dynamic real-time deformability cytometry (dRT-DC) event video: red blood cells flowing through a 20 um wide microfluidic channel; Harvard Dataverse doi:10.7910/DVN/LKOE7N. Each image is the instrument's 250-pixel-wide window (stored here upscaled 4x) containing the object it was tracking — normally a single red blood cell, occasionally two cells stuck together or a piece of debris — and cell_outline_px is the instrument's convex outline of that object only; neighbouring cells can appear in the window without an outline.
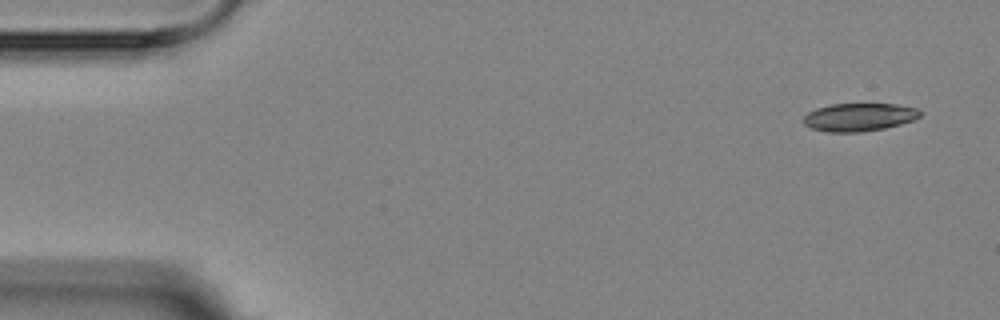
{"species": "Egyptian fruit bat (a non-hibernating species)", "species_latin": "Rousettus aegyptiacus", "temperature_condition": "room temperature", "stored_images_in_passage": 5, "camera_frame_rate_fps": 3000, "um_per_image_px": 0.085, "animal": {"sex": "female"}, "frame": {"image": 1, "passage_image": 1, "time_ms": 0.0, "image_size_px": [1000, 320], "cell_outline_px": [[920, 116], [912, 120], [900, 124], [884, 128], [860, 132], [828, 132], [812, 128], [804, 124], [804, 116], [808, 112], [816, 108], [832, 104], [896, 104], [916, 108], [920, 112]], "centroid_in_image_um": [73.0, 9.95], "position_along_channel_um": 12.0, "area_um2": 18.84}}
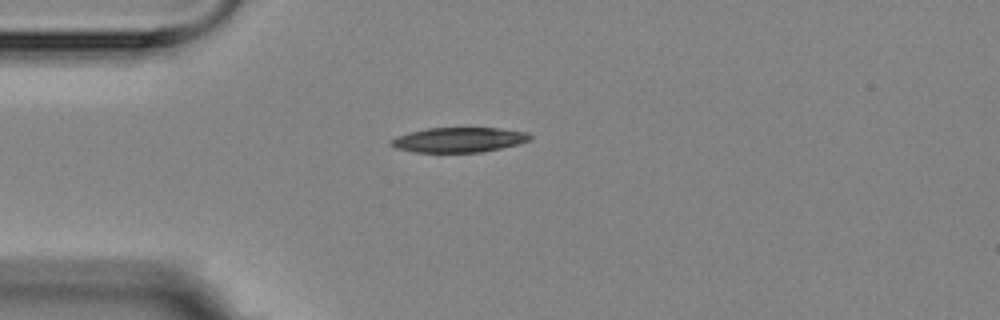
{"frame": {"image": 2, "passage_image": 4, "time_ms": 3.667, "image_size_px": [1000, 320], "cell_outline_px": [[532, 140], [500, 148], [480, 152], [416, 152], [396, 148], [388, 144], [388, 140], [412, 132], [428, 128], [496, 128], [528, 132], [532, 136]], "centroid_in_image_um": [39.01, 11.88], "position_along_channel_um": 46.0, "area_um2": 19.94}}